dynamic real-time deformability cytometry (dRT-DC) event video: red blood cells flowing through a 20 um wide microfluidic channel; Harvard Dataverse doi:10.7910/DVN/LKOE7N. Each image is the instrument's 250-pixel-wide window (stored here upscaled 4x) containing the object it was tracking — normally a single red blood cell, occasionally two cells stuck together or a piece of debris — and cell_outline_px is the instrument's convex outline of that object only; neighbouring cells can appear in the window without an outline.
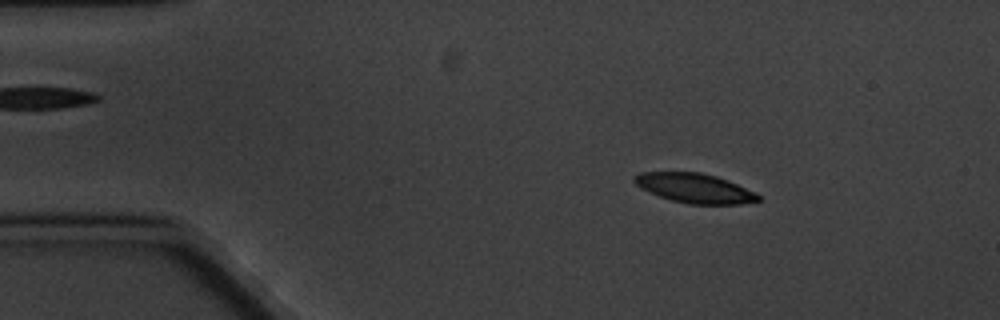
{"species": "common noctule bat (a hibernating species)", "species_latin": "Nyctalus noctula", "temperature_condition": "cold", "stored_images_in_passage": 9, "camera_frame_rate_fps": 3000, "um_per_image_px": 0.085, "animal": {"sex": "male", "body_mass_g": 20.1, "forearm_length_mm": 53.5}, "frame": {"image": 1, "passage_image": 1, "time_ms": 0.0, "image_size_px": [1000, 320], "cell_outline_px": [[760, 200], [756, 204], [688, 204], [672, 200], [660, 196], [640, 188], [632, 180], [632, 176], [640, 172], [700, 172], [716, 176], [728, 180], [756, 192], [760, 196]], "centroid_in_image_um": [59.09, 16.0], "position_along_channel_um": 25.9, "area_um2": 21.56}}
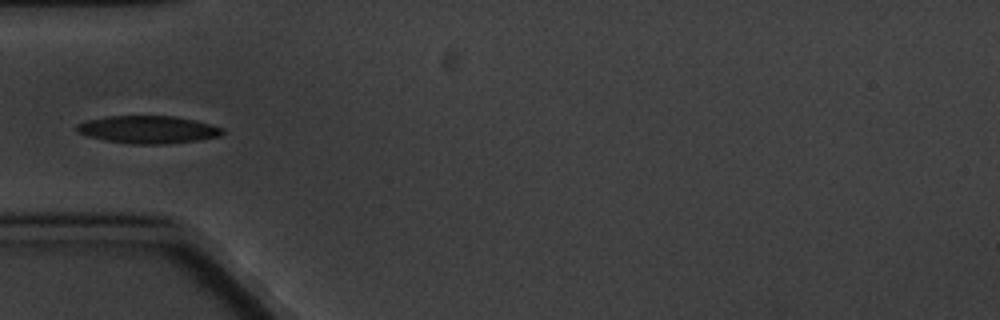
{"frame": {"image": 2, "passage_image": 4, "time_ms": 3.333, "image_size_px": [1000, 320], "cell_outline_px": [[224, 132], [220, 136], [196, 140], [168, 144], [128, 144], [88, 136], [80, 132], [76, 128], [76, 124], [88, 120], [108, 116], [176, 116], [196, 120], [224, 128]], "centroid_in_image_um": [12.63, 11.01], "position_along_channel_um": 72.4, "area_um2": 23.35}}
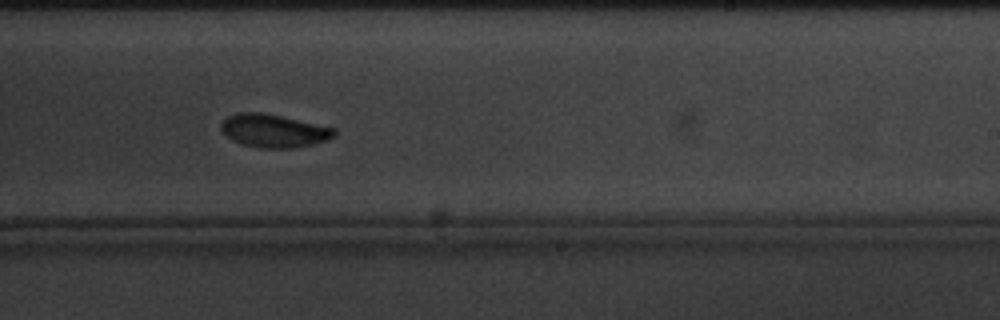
{"frame": {"image": 3, "passage_image": 9, "time_ms": 9.333, "image_size_px": [1000, 320], "cell_outline_px": [[336, 136], [312, 144], [292, 148], [260, 148], [244, 144], [232, 140], [220, 128], [220, 124], [228, 116], [236, 112], [260, 112], [280, 116], [336, 128]], "centroid_in_image_um": [23.26, 11.11], "position_along_channel_um": 265.7, "area_um2": 21.62}}